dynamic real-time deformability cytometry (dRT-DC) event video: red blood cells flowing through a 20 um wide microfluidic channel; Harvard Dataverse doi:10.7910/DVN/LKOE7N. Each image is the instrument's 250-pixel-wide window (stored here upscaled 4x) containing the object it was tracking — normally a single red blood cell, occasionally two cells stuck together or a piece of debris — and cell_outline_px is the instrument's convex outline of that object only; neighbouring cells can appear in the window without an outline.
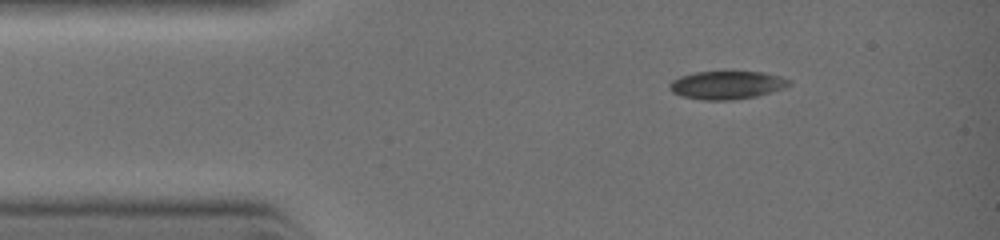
{"species": "common noctule bat (a hibernating species)", "species_latin": "Nyctalus noctula", "temperature_condition": "warm", "stored_images_in_passage": 14, "camera_frame_rate_fps": 3000, "um_per_image_px": 0.085, "animal": {"sex": "female", "body_mass_g": 19.0, "forearm_length_mm": 51.5}, "frame": {"image": 1, "passage_image": 4, "time_ms": 0.667, "image_size_px": [1000, 240], "cell_outline_px": [[792, 84], [784, 88], [756, 96], [732, 100], [704, 100], [680, 96], [672, 92], [668, 88], [668, 84], [672, 80], [680, 76], [696, 72], [764, 72], [780, 76], [792, 80]], "centroid_in_image_um": [61.77, 7.23], "position_along_channel_um": 23.2, "area_um2": 19.71}}
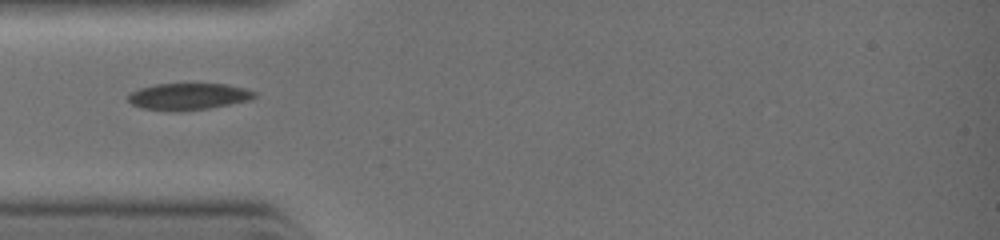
{"frame": {"image": 2, "passage_image": 13, "time_ms": 2.333, "image_size_px": [1000, 240], "cell_outline_px": [[256, 96], [248, 100], [208, 108], [176, 112], [140, 108], [132, 104], [128, 100], [128, 96], [132, 92], [140, 88], [156, 84], [224, 84], [244, 88], [256, 92]], "centroid_in_image_um": [15.97, 8.21], "position_along_channel_um": 69.0, "area_um2": 19.48}}